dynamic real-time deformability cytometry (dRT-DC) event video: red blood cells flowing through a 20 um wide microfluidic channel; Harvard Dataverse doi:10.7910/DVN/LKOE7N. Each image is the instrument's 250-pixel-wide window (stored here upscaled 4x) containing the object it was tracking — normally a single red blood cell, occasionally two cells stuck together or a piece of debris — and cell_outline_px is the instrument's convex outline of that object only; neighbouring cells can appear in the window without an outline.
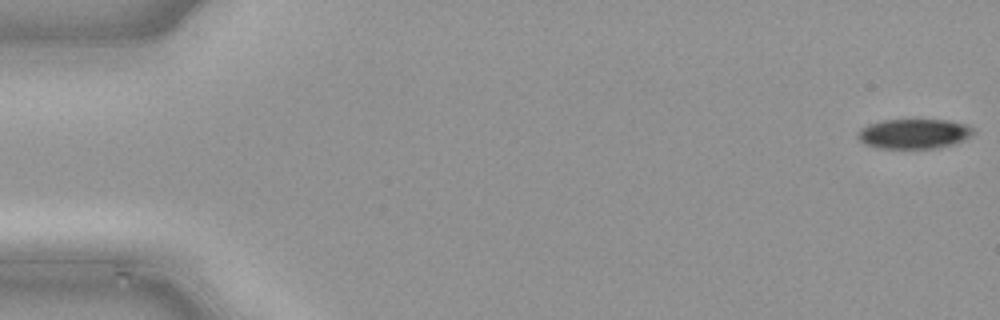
{"species": "common noctule bat (a hibernating species)", "species_latin": "Nyctalus noctula", "temperature_condition": "cold", "stored_images_in_passage": 48, "camera_frame_rate_fps": 3000, "um_per_image_px": 0.085, "animal": {"sex": "male", "body_mass_g": 21.5, "forearm_length_mm": 52.0}, "frame": {"image": 1, "passage_image": 1, "time_ms": 0.0, "image_size_px": [1000, 320], "cell_outline_px": [[976, 132], [964, 140], [952, 144], [936, 148], [876, 148], [864, 144], [856, 136], [860, 128], [868, 124], [884, 120], [948, 120], [964, 124], [972, 128]], "centroid_in_image_um": [77.66, 11.37], "position_along_channel_um": 7.3, "area_um2": 20.06}}
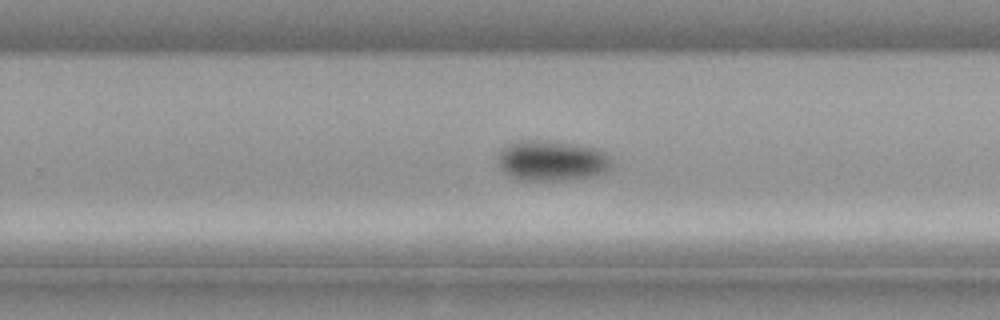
{"frame": {"image": 2, "passage_image": 31, "time_ms": 10.0, "image_size_px": [1000, 320], "cell_outline_px": [[612, 164], [604, 172], [596, 176], [568, 180], [516, 180], [504, 176], [496, 164], [496, 156], [500, 148], [516, 140], [544, 140], [576, 144], [592, 148], [604, 152], [612, 160]], "centroid_in_image_um": [46.78, 13.67], "position_along_channel_um": 283.0, "area_um2": 27.57}}
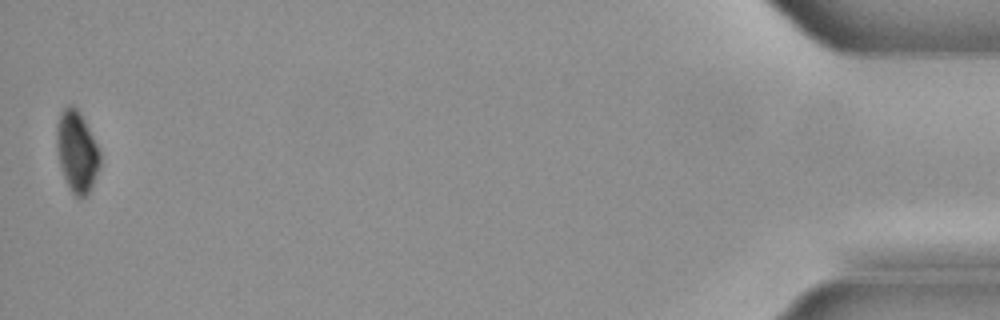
{"frame": {"image": 3, "passage_image": 48, "time_ms": 15.667, "image_size_px": [1000, 320], "cell_outline_px": [[100, 168], [88, 196], [76, 196], [72, 192], [64, 176], [60, 164], [56, 144], [56, 124], [60, 112], [68, 104], [72, 104], [80, 112], [100, 152]], "centroid_in_image_um": [6.53, 12.86], "position_along_channel_um": 428.7, "area_um2": 20.4}}